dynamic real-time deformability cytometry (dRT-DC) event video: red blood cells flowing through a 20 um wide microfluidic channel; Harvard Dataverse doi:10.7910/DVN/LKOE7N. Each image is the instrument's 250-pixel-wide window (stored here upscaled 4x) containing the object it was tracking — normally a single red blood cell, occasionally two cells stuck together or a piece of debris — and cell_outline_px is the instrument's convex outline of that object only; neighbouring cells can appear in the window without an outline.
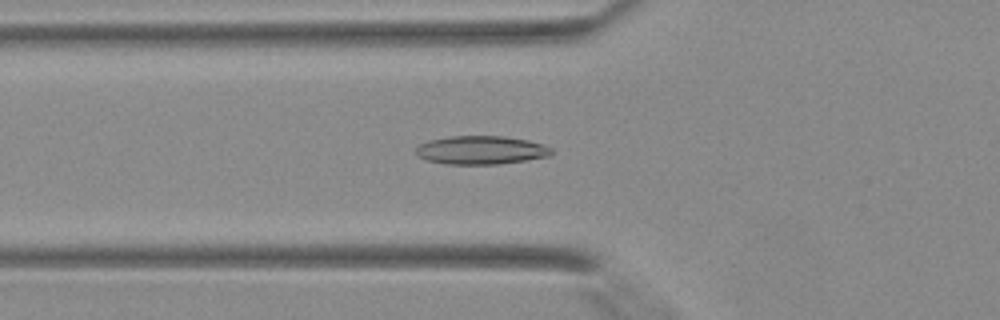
{"species": "Egyptian fruit bat (a non-hibernating species)", "species_latin": "Rousettus aegyptiacus", "temperature_condition": "warm", "stored_images_in_passage": 30, "camera_frame_rate_fps": 3000, "um_per_image_px": 0.085, "animal": {"sex": "female"}, "frame": {"image": 1, "passage_image": 16, "time_ms": 5.0, "image_size_px": [1000, 320], "cell_outline_px": [[552, 156], [500, 164], [444, 164], [424, 160], [416, 156], [416, 148], [420, 144], [428, 140], [452, 136], [504, 136], [528, 140], [552, 148]], "centroid_in_image_um": [40.86, 12.77], "position_along_channel_um": 84.9, "area_um2": 22.66}}
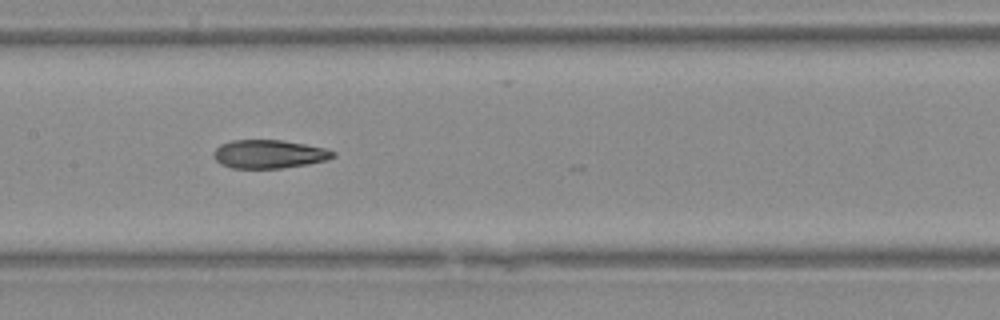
{"frame": {"image": 2, "passage_image": 22, "time_ms": 7.0, "image_size_px": [1000, 320], "cell_outline_px": [[336, 156], [328, 160], [308, 164], [280, 168], [232, 168], [220, 164], [216, 160], [216, 148], [220, 144], [232, 140], [280, 140], [304, 144], [324, 148], [336, 152]], "centroid_in_image_um": [22.9, 13.1], "position_along_channel_um": 184.5, "area_um2": 19.65}}
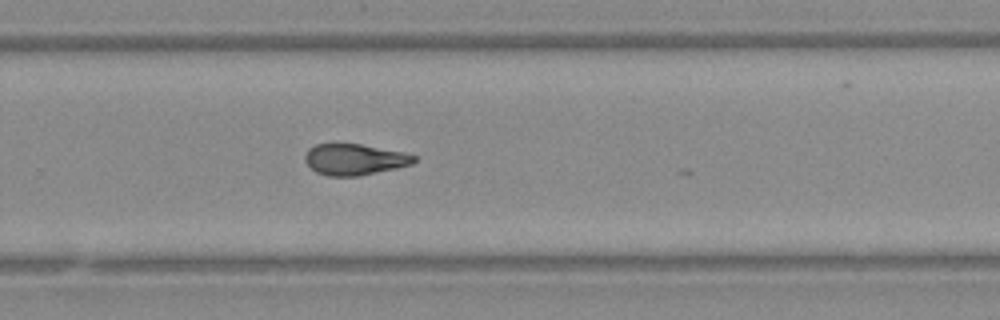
{"frame": {"image": 3, "passage_image": 29, "time_ms": 9.333, "image_size_px": [1000, 320], "cell_outline_px": [[416, 160], [412, 164], [396, 168], [356, 176], [328, 176], [316, 172], [304, 160], [304, 156], [308, 148], [316, 144], [360, 144], [404, 152], [416, 156]], "centroid_in_image_um": [30.12, 13.55], "position_along_channel_um": 299.7, "area_um2": 19.65}}